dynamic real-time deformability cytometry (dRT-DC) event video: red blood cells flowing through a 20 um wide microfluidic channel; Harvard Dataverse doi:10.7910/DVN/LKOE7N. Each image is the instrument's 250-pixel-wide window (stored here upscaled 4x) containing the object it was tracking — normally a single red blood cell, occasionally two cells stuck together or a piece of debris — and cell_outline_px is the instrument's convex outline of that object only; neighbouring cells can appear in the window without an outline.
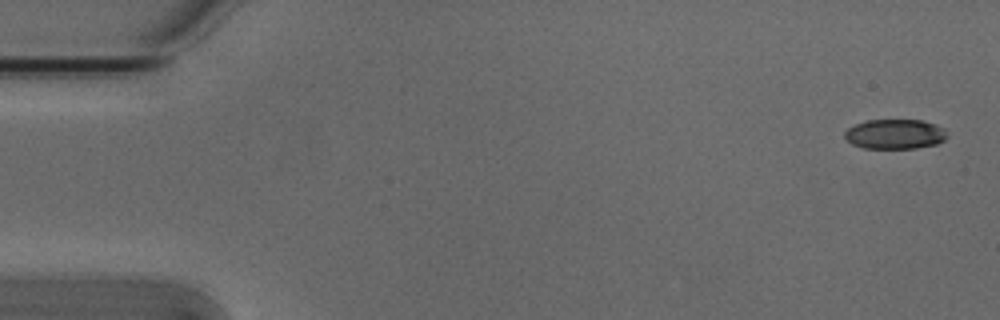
{"species": "Egyptian fruit bat (a non-hibernating species)", "species_latin": "Rousettus aegyptiacus", "temperature_condition": "cold", "stored_images_in_passage": 5, "camera_frame_rate_fps": 3000, "um_per_image_px": 0.085, "animal": {"sex": "male"}, "frame": {"image": 1, "passage_image": 1, "time_ms": 0.0, "image_size_px": [1000, 320], "cell_outline_px": [[948, 136], [944, 140], [936, 144], [916, 148], [864, 148], [852, 144], [844, 136], [844, 132], [848, 128], [856, 124], [868, 120], [924, 120], [936, 124], [944, 128]], "centroid_in_image_um": [76.1, 11.39], "position_along_channel_um": 8.9, "area_um2": 17.8}}
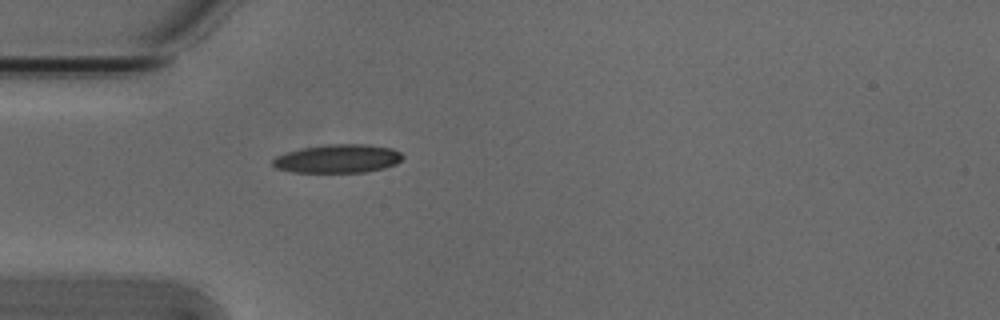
{"frame": {"image": 2, "passage_image": 5, "time_ms": 1.333, "image_size_px": [1000, 320], "cell_outline_px": [[404, 156], [396, 164], [384, 168], [364, 172], [292, 172], [276, 168], [272, 164], [272, 160], [276, 156], [300, 148], [328, 144], [368, 144], [392, 148], [400, 152]], "centroid_in_image_um": [28.72, 13.48], "position_along_channel_um": 56.3, "area_um2": 21.62}}